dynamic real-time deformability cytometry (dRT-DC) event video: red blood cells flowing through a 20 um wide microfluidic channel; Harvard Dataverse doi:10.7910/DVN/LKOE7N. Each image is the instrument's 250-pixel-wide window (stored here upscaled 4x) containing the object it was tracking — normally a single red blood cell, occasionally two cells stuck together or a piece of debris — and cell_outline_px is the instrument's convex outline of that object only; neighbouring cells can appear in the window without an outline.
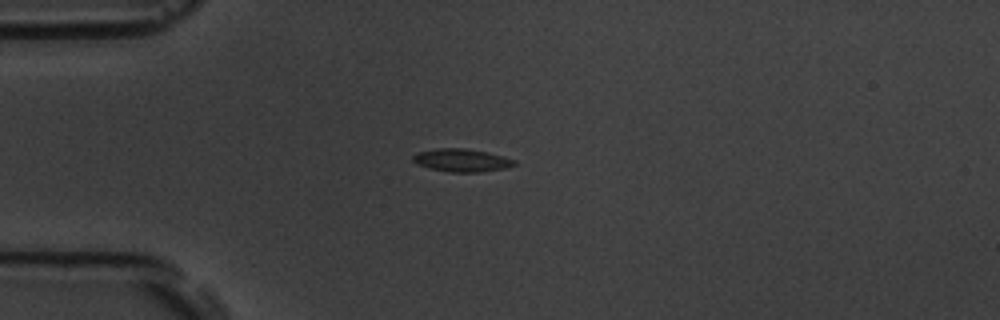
{"species": "common noctule bat (a hibernating species)", "species_latin": "Nyctalus noctula", "temperature_condition": "room temperature", "stored_images_in_passage": 41, "camera_frame_rate_fps": 3000, "um_per_image_px": 0.085, "animal": {"sex": "male", "body_mass_g": 19.5, "forearm_length_mm": 54.6}, "frame": {"image": 1, "passage_image": 1, "time_ms": 0.0, "image_size_px": [1000, 320], "cell_outline_px": [[516, 164], [504, 168], [480, 172], [448, 172], [428, 168], [416, 164], [412, 160], [412, 156], [416, 152], [436, 148], [464, 148], [488, 152], [516, 160]], "centroid_in_image_um": [39.19, 13.62], "position_along_channel_um": 45.8, "area_um2": 13.64}}
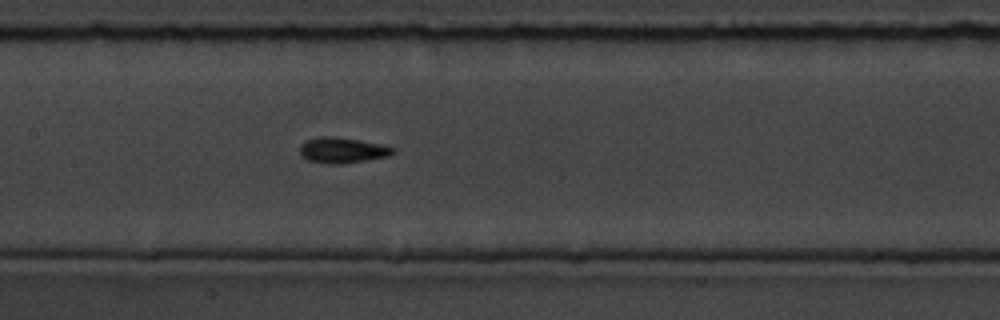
{"frame": {"image": 2, "passage_image": 13, "time_ms": 4.0, "image_size_px": [1000, 320], "cell_outline_px": [[396, 152], [388, 156], [344, 164], [328, 164], [308, 160], [300, 156], [300, 144], [316, 136], [332, 136], [384, 144], [396, 148]], "centroid_in_image_um": [29.11, 12.77], "position_along_channel_um": 178.3, "area_um2": 14.1}}
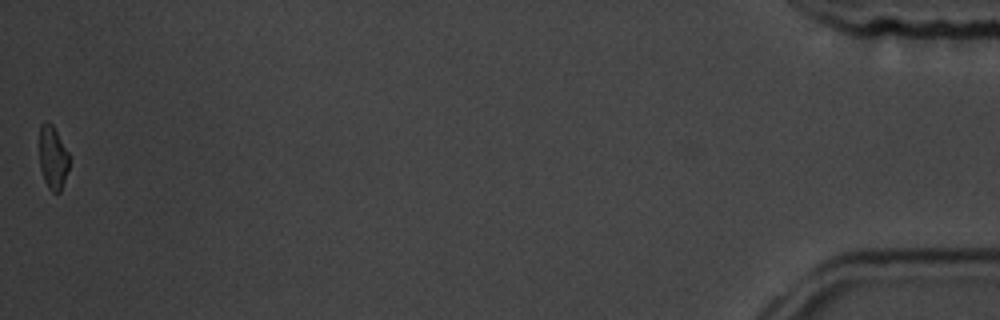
{"frame": {"image": 3, "passage_image": 41, "time_ms": 13.333, "image_size_px": [1000, 320], "cell_outline_px": [[68, 168], [60, 192], [52, 192], [48, 188], [44, 180], [40, 168], [40, 124], [48, 120], [52, 124], [68, 152]], "centroid_in_image_um": [4.48, 13.38], "position_along_channel_um": 430.7, "area_um2": 10.81}, "authors_computed_cell_mechanics": {"area_um2": 12.4848, "velocity_mm_per_s": 3.7721, "shape_relaxation_time_tau1_ms": 3.2211, "shape_relaxation_time_tau2_ms": 5.6519, "deformation_change_tau1": 0.1233, "deformation_change_tau2": 0.093}}